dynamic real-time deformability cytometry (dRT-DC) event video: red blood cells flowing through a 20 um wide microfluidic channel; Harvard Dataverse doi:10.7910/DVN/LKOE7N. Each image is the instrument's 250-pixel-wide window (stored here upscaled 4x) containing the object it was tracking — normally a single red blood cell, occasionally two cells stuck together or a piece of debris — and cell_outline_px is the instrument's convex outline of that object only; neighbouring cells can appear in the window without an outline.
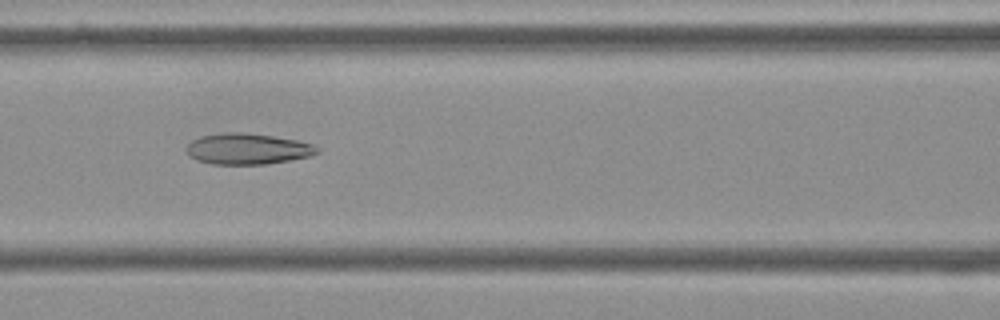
{"species": "Egyptian fruit bat (a non-hibernating species)", "species_latin": "Rousettus aegyptiacus", "temperature_condition": "cold", "stored_images_in_passage": 47, "camera_frame_rate_fps": 3000, "um_per_image_px": 0.085, "frame": {"image": 1, "passage_image": 16, "time_ms": 5.0, "image_size_px": [1000, 320], "cell_outline_px": [[320, 152], [308, 156], [288, 160], [264, 164], [212, 164], [196, 160], [188, 152], [188, 144], [192, 140], [200, 136], [224, 132], [240, 132], [272, 136], [296, 140], [312, 144]], "centroid_in_image_um": [21.02, 12.65], "position_along_channel_um": 145.6, "area_um2": 23.18}}
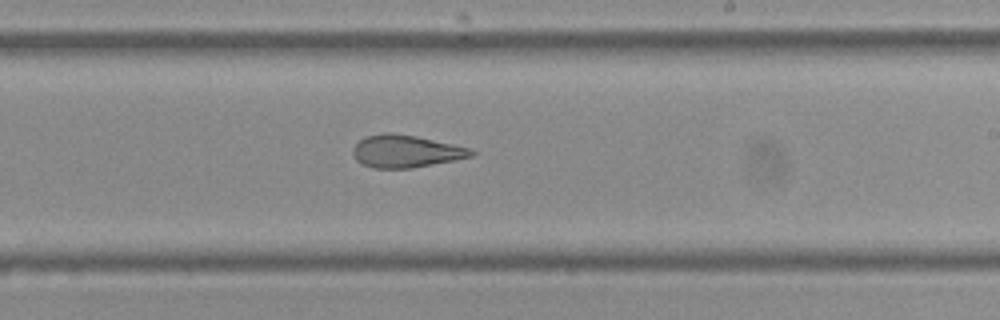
{"frame": {"image": 2, "passage_image": 25, "time_ms": 8.0, "image_size_px": [1000, 320], "cell_outline_px": [[476, 152], [472, 156], [412, 168], [372, 168], [360, 164], [356, 160], [352, 152], [352, 148], [364, 136], [384, 132], [392, 132], [416, 136], [452, 144], [468, 148]], "centroid_in_image_um": [34.42, 12.85], "position_along_channel_um": 254.6, "area_um2": 22.31}}
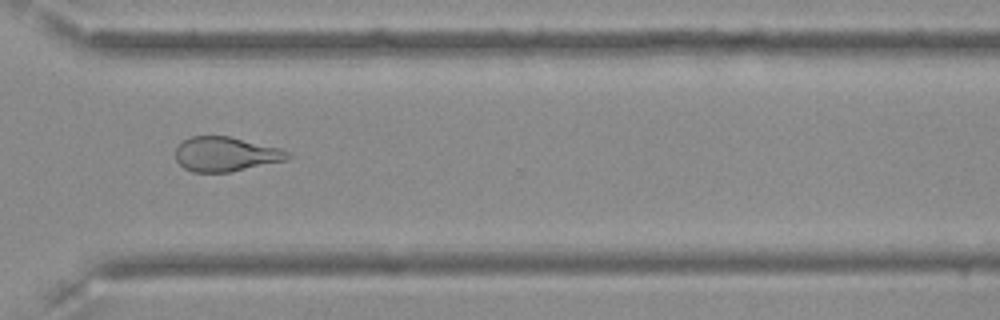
{"frame": {"image": 3, "passage_image": 33, "time_ms": 10.667, "image_size_px": [1000, 320], "cell_outline_px": [[296, 156], [288, 160], [228, 172], [192, 172], [184, 168], [176, 160], [176, 148], [184, 140], [192, 136], [228, 136], [280, 148]], "centroid_in_image_um": [19.22, 13.11], "position_along_channel_um": 351.4, "area_um2": 22.54}, "authors_computed_cell_mechanics": {"area_um2": 24.3916, "velocity_mm_per_s": 3.6338, "shape_relaxation_time_tau1_ms": null, "shape_relaxation_time_tau2_ms": 2.1072, "deformation_change_tau1": null, "deformation_change_tau2": 0.1092}}